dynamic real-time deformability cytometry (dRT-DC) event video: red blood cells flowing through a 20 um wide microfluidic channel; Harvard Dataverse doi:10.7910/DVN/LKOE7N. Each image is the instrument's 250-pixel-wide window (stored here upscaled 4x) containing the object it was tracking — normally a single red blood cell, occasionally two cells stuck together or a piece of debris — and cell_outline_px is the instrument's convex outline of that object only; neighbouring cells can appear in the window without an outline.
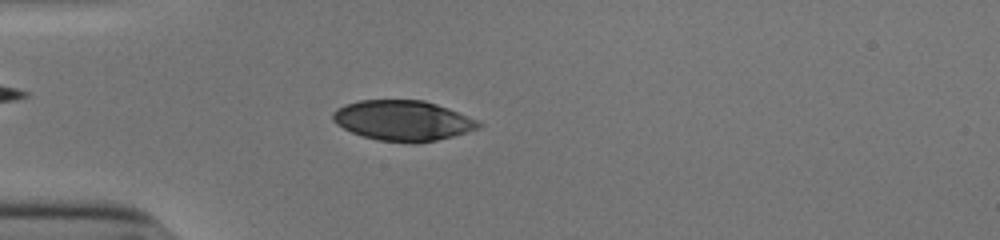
{"species": "human", "species_latin": "Homo sapiens", "temperature_condition": "cold", "stored_images_in_passage": 52, "camera_frame_rate_fps": 3000, "um_per_image_px": 0.085, "donor": {"sex": "male"}, "frame": {"image": 1, "passage_image": 15, "time_ms": 4.667, "image_size_px": [1000, 240], "cell_outline_px": [[484, 124], [480, 128], [452, 136], [436, 140], [416, 144], [376, 140], [352, 132], [336, 124], [332, 120], [332, 112], [336, 108], [344, 104], [360, 100], [424, 100], [448, 108], [480, 120]], "centroid_in_image_um": [34.25, 10.25], "position_along_channel_um": 50.7, "area_um2": 34.51}}
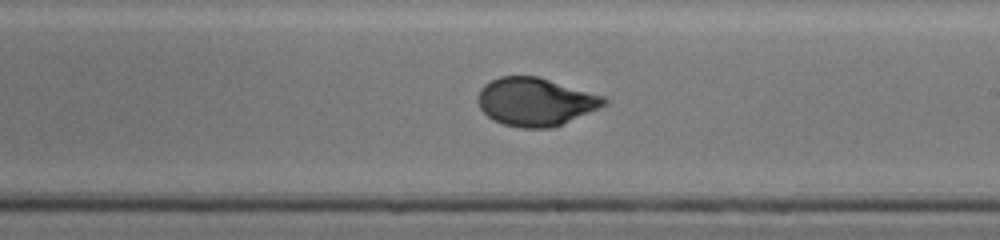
{"frame": {"image": 2, "passage_image": 31, "time_ms": 10.0, "image_size_px": [1000, 240], "cell_outline_px": [[608, 104], [552, 128], [520, 128], [504, 124], [488, 116], [480, 108], [476, 100], [480, 88], [484, 84], [500, 76], [536, 76], [604, 96], [608, 100]], "centroid_in_image_um": [45.49, 8.65], "position_along_channel_um": 243.5, "area_um2": 35.14}}
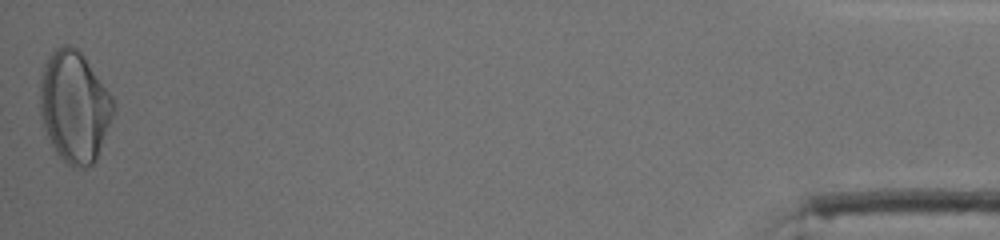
{"frame": {"image": 3, "passage_image": 52, "time_ms": 17.0, "image_size_px": [1000, 240], "cell_outline_px": [[116, 108], [96, 160], [92, 164], [84, 168], [72, 168], [56, 152], [44, 128], [40, 116], [40, 80], [44, 64], [48, 56], [56, 48], [64, 44], [68, 44], [76, 48], [84, 56], [112, 96], [116, 104]], "centroid_in_image_um": [6.33, 9.06], "position_along_channel_um": 428.9, "area_um2": 47.69}, "authors_computed_cell_mechanics": {"area_um2": 35.1424, "velocity_mm_per_s": 3.9034, "shape_relaxation_time_tau1_ms": 3.8983, "shape_relaxation_time_tau2_ms": null, "deformation_change_tau1": 0.1694, "deformation_change_tau2": null}}